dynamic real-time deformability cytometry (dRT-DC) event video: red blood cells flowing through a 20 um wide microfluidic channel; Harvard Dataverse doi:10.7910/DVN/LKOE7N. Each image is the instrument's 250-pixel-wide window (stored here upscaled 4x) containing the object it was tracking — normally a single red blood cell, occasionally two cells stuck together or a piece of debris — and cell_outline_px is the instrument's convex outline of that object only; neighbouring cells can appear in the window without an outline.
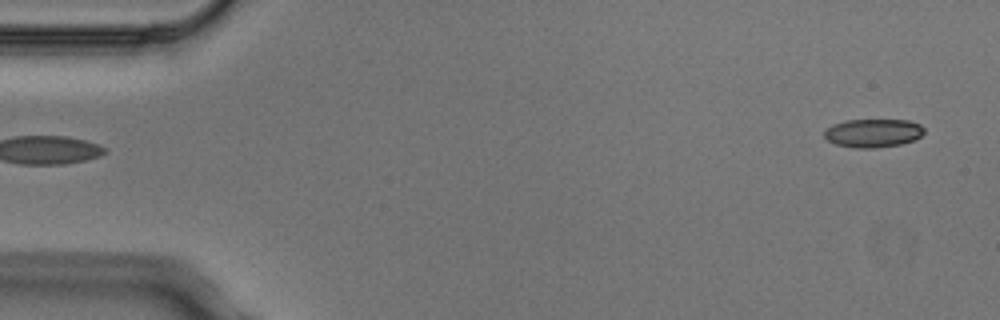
{"species": "Egyptian fruit bat (a non-hibernating species)", "species_latin": "Rousettus aegyptiacus", "temperature_condition": "cold", "stored_images_in_passage": 5, "segment_of_instrument_passage": [2, 2], "camera_frame_rate_fps": 3000, "um_per_image_px": 0.085, "animal": {"sex": "male"}, "frame": {"image": 1, "passage_image": 5, "time_ms": 1.333, "image_size_px": [1000, 320], "cell_outline_px": [[924, 132], [916, 140], [900, 144], [872, 148], [856, 148], [836, 144], [828, 140], [824, 136], [824, 132], [832, 124], [844, 120], [908, 120], [920, 124], [924, 128]], "centroid_in_image_um": [74.22, 11.3], "position_along_channel_um": 10.8, "area_um2": 16.53}}